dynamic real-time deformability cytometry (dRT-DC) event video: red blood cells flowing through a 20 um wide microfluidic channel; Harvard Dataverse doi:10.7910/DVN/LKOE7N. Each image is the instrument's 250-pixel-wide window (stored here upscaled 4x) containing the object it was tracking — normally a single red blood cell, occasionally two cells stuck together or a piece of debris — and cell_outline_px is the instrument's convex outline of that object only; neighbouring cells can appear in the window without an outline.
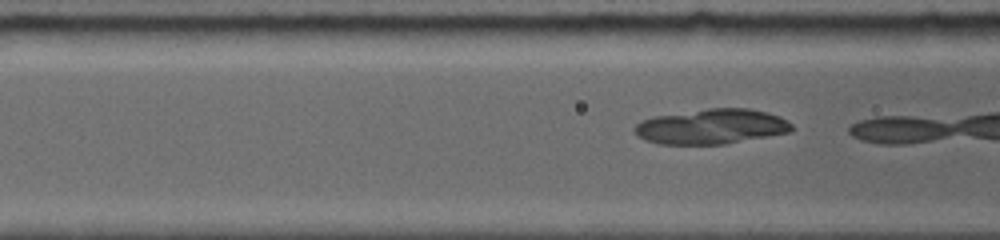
{"species": "common noctule bat (a hibernating species)", "species_latin": "Nyctalus noctula", "temperature_condition": "room temperature", "stored_images_in_passage": 27, "camera_frame_rate_fps": 5000, "um_per_image_px": 0.085, "animal": {"sex": "female", "body_mass_g": 19.0, "forearm_length_mm": 56.7}, "frame": {"image": 1, "passage_image": 5, "time_ms": 0.8, "image_size_px": [1000, 240], "cell_outline_px": [[792, 132], [724, 144], [660, 144], [644, 140], [636, 136], [632, 128], [636, 124], [652, 116], [708, 108], [748, 108], [768, 112], [780, 116], [788, 120], [792, 124]], "centroid_in_image_um": [60.47, 10.75], "position_along_channel_um": 106.1, "area_um2": 32.43}}